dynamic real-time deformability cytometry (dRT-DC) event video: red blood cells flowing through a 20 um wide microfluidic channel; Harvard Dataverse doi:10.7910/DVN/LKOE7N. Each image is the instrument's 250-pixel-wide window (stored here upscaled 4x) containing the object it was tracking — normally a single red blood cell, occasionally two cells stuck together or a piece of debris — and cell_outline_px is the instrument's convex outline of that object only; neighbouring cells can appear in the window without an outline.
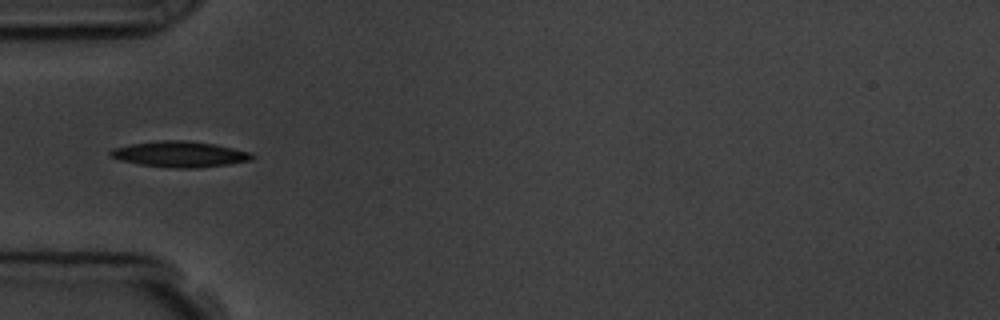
{"species": "common noctule bat (a hibernating species)", "species_latin": "Nyctalus noctula", "temperature_condition": "room temperature", "stored_images_in_passage": 12, "camera_frame_rate_fps": 3000, "um_per_image_px": 0.085, "animal": {"sex": "male", "body_mass_g": 19.5, "forearm_length_mm": 54.6}, "frame": {"image": 1, "passage_image": 6, "time_ms": 5.667, "image_size_px": [1000, 320], "cell_outline_px": [[256, 156], [252, 160], [228, 164], [200, 168], [176, 168], [140, 164], [120, 160], [108, 156], [108, 152], [112, 148], [128, 144], [160, 140], [188, 140], [216, 144], [252, 152]], "centroid_in_image_um": [15.29, 13.09], "position_along_channel_um": 69.7, "area_um2": 21.62}}
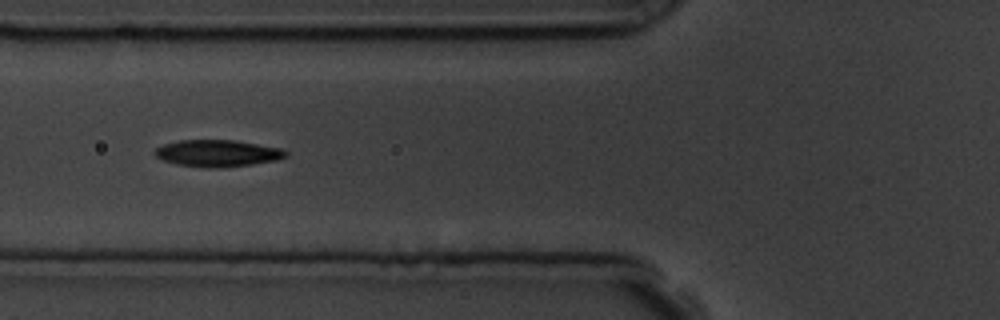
{"frame": {"image": 2, "passage_image": 7, "time_ms": 6.667, "image_size_px": [1000, 320], "cell_outline_px": [[288, 156], [276, 160], [252, 164], [216, 168], [208, 168], [176, 164], [164, 160], [156, 156], [152, 152], [156, 148], [164, 144], [180, 140], [232, 140], [280, 148], [288, 152]], "centroid_in_image_um": [18.47, 13.03], "position_along_channel_um": 107.3, "area_um2": 20.29}}